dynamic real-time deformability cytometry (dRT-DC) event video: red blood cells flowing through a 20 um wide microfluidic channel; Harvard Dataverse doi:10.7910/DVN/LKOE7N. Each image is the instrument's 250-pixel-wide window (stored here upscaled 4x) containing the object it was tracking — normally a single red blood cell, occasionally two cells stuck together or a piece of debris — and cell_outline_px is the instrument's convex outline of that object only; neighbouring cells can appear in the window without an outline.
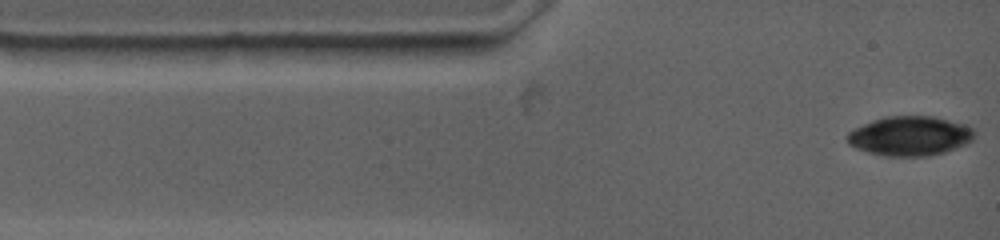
{"species": "common noctule bat (a hibernating species)", "species_latin": "Nyctalus noctula", "temperature_condition": "warm", "stored_images_in_passage": 3, "camera_frame_rate_fps": 4500, "um_per_image_px": 0.085, "animal": {"sex": "female", "body_mass_g": 19.0, "forearm_length_mm": 53.3}, "frame": {"image": 1, "passage_image": 1, "time_ms": 0.0, "image_size_px": [1000, 240], "cell_outline_px": [[976, 136], [968, 144], [944, 152], [928, 156], [884, 156], [868, 152], [856, 148], [848, 144], [844, 136], [848, 132], [872, 120], [888, 116], [932, 116], [968, 124], [972, 128]], "centroid_in_image_um": [77.36, 11.56], "position_along_channel_um": 7.6, "area_um2": 29.54}}